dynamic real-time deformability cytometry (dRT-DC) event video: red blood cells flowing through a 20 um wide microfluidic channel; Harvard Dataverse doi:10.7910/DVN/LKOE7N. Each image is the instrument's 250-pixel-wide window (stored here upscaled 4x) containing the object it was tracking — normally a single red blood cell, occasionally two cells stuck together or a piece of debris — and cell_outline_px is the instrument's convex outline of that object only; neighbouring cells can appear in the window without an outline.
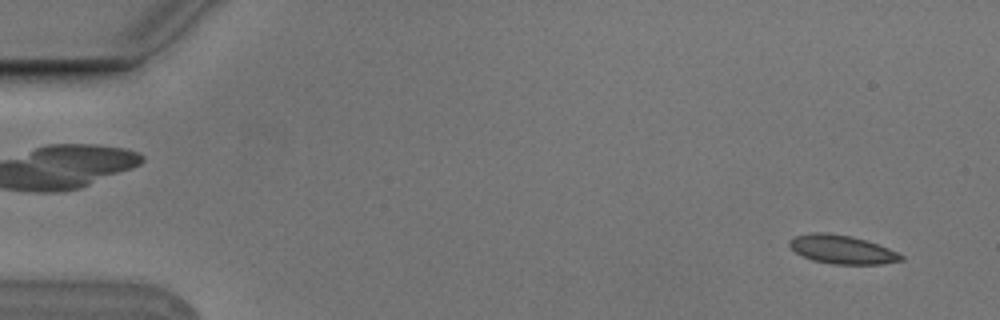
{"species": "Egyptian fruit bat (a non-hibernating species)", "species_latin": "Rousettus aegyptiacus", "temperature_condition": "cold", "stored_images_in_passage": 9, "camera_frame_rate_fps": 3000, "um_per_image_px": 0.085, "animal": {"sex": "male"}, "frame": {"image": 1, "passage_image": 1, "time_ms": 0.0, "image_size_px": [1000, 320], "cell_outline_px": [[904, 260], [880, 264], [832, 264], [812, 260], [796, 252], [788, 244], [788, 240], [792, 236], [812, 232], [824, 232], [852, 236], [888, 248], [904, 256]], "centroid_in_image_um": [71.53, 21.2], "position_along_channel_um": 13.5, "area_um2": 18.55}}
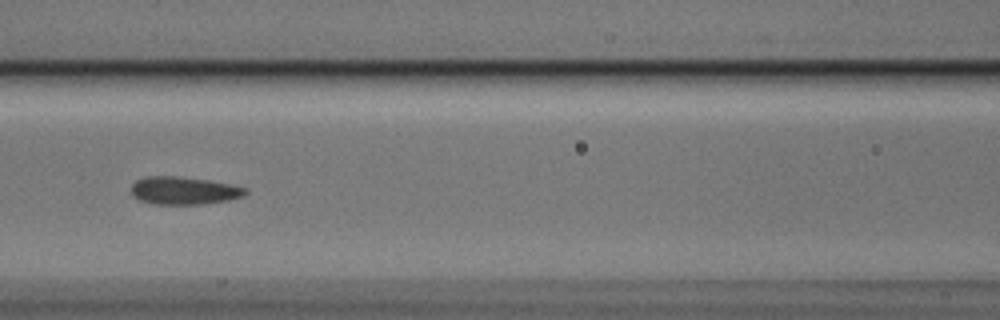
{"frame": {"image": 2, "passage_image": 7, "time_ms": 2.0, "image_size_px": [1000, 320], "cell_outline_px": [[248, 192], [244, 196], [228, 200], [204, 204], [152, 204], [140, 200], [132, 196], [132, 184], [136, 180], [148, 176], [180, 176], [208, 180], [232, 184], [248, 188]], "centroid_in_image_um": [15.66, 16.2], "position_along_channel_um": 150.9, "area_um2": 18.67}}
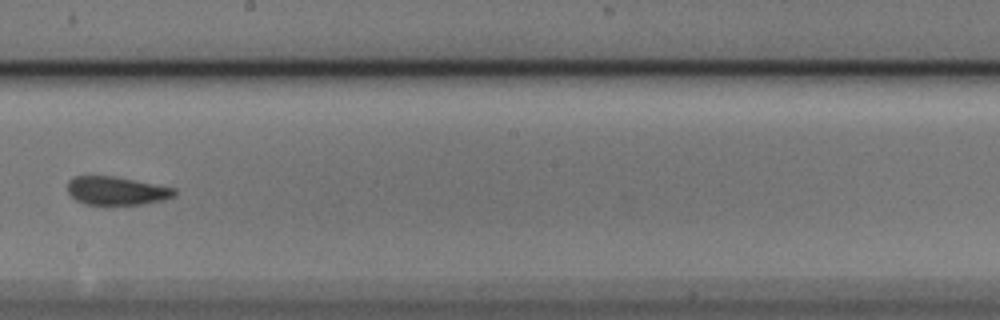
{"frame": {"image": 3, "passage_image": 9, "time_ms": 2.667, "image_size_px": [1000, 320], "cell_outline_px": [[176, 196], [164, 200], [140, 204], [84, 204], [76, 200], [68, 192], [68, 180], [76, 176], [116, 176], [176, 188]], "centroid_in_image_um": [9.93, 16.21], "position_along_channel_um": 238.3, "area_um2": 17.69}}